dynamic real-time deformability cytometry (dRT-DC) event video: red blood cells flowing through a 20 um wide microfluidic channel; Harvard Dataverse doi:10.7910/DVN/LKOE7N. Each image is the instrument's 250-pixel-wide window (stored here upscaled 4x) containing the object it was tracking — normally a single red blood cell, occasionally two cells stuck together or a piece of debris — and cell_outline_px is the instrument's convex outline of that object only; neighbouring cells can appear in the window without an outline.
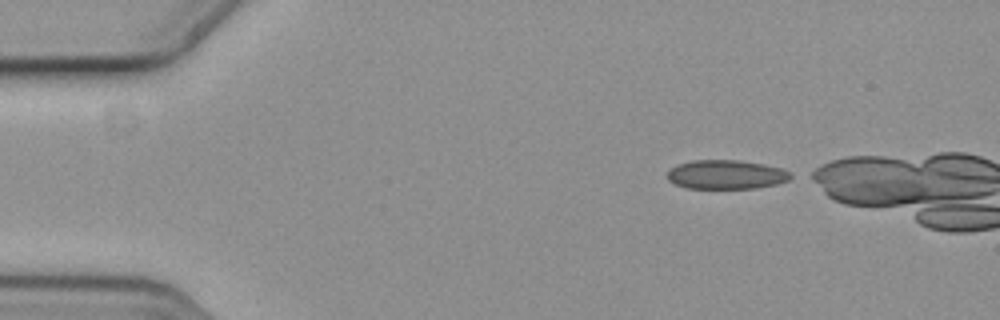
{"species": "common noctule bat (a hibernating species)", "species_latin": "Nyctalus noctula", "temperature_condition": "cold", "stored_images_in_passage": 4, "camera_frame_rate_fps": 3000, "um_per_image_px": 0.085, "animal": {"sex": "female", "body_mass_g": 19.3, "forearm_length_mm": 54.1}, "frame": {"image": 1, "passage_image": 1, "time_ms": 0.0, "image_size_px": [1000, 320], "cell_outline_px": [[796, 176], [788, 180], [776, 184], [752, 188], [688, 188], [676, 184], [668, 180], [668, 172], [676, 164], [692, 160], [740, 160], [764, 164], [780, 168], [792, 172]], "centroid_in_image_um": [61.76, 14.83], "position_along_channel_um": 23.2, "area_um2": 20.92}}